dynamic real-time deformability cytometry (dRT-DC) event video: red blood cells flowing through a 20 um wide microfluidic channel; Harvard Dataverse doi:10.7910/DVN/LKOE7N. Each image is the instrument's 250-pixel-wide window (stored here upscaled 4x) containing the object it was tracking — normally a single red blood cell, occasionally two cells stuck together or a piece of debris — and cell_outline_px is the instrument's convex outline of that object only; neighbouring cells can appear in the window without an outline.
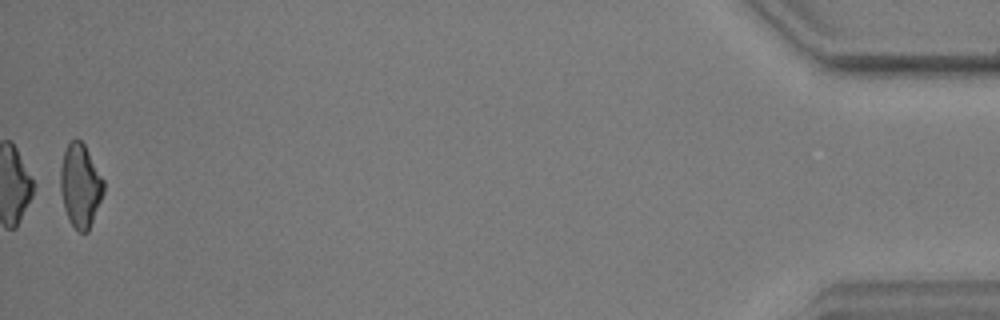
{"species": "common noctule bat (a hibernating species)", "species_latin": "Nyctalus noctula", "temperature_condition": "warm", "stored_images_in_passage": 39, "camera_frame_rate_fps": 3000, "um_per_image_px": 0.085, "animal": {"sex": "male", "body_mass_g": 17.9, "forearm_length_mm": 54.2}, "frame": {"image": 1, "passage_image": 39, "time_ms": 12.667, "image_size_px": [1000, 320], "cell_outline_px": [[104, 192], [88, 232], [80, 232], [72, 224], [64, 208], [60, 188], [60, 168], [64, 152], [68, 144], [76, 136], [84, 144], [104, 180]], "centroid_in_image_um": [6.83, 15.75], "position_along_channel_um": 428.4, "area_um2": 20.81}}